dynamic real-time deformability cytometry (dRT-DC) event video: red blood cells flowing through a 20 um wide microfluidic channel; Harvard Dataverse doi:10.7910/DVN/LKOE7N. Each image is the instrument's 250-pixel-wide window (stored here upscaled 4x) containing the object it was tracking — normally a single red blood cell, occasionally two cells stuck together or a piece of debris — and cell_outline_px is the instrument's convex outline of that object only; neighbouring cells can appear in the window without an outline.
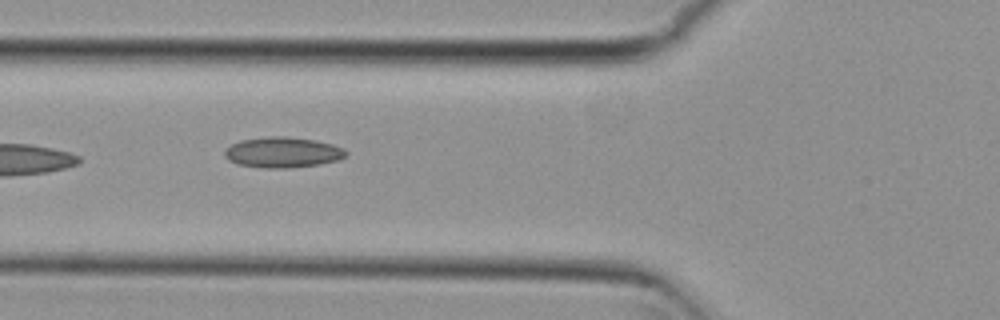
{"species": "common noctule bat (a hibernating species)", "species_latin": "Nyctalus noctula", "temperature_condition": "cold", "stored_images_in_passage": 7, "camera_frame_rate_fps": 3000, "um_per_image_px": 0.085, "animal": {"sex": "female", "body_mass_g": 29.2, "forearm_length_mm": 56.3}, "frame": {"image": 1, "passage_image": 6, "time_ms": 1.667, "image_size_px": [1000, 320], "cell_outline_px": [[348, 152], [340, 160], [320, 164], [288, 168], [264, 168], [236, 164], [228, 160], [224, 156], [224, 148], [240, 140], [272, 136], [284, 136], [316, 140], [332, 144], [344, 148]], "centroid_in_image_um": [24.01, 12.95], "position_along_channel_um": 101.8, "area_um2": 21.79}}